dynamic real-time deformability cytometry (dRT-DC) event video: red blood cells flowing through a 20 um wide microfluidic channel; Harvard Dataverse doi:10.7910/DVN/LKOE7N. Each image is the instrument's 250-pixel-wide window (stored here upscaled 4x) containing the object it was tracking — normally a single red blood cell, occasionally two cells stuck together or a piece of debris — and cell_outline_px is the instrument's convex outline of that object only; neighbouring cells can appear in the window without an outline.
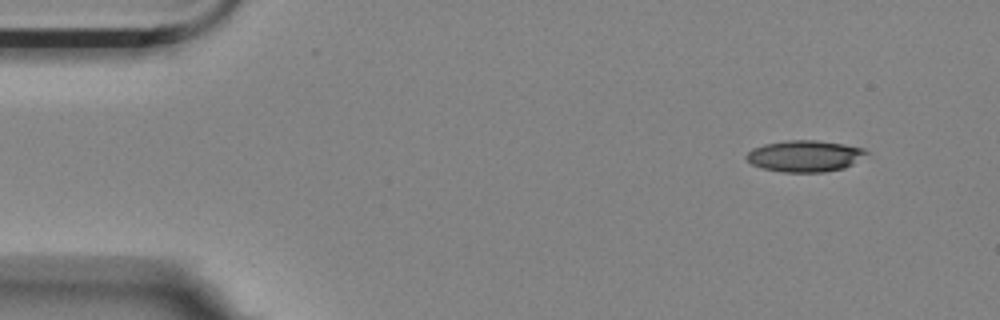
{"species": "Egyptian fruit bat (a non-hibernating species)", "species_latin": "Rousettus aegyptiacus", "temperature_condition": "room temperature", "stored_images_in_passage": 5, "segment_of_instrument_passage": [1, 2], "camera_frame_rate_fps": 3000, "um_per_image_px": 0.085, "animal": {"sex": "female"}, "frame": {"image": 1, "passage_image": 1, "time_ms": 0.0, "image_size_px": [1000, 320], "cell_outline_px": [[872, 152], [852, 164], [844, 168], [824, 172], [784, 172], [764, 168], [752, 164], [744, 156], [752, 148], [764, 144], [784, 140], [816, 140], [844, 144], [864, 148]], "centroid_in_image_um": [68.44, 13.25], "position_along_channel_um": 16.6, "area_um2": 22.08}}
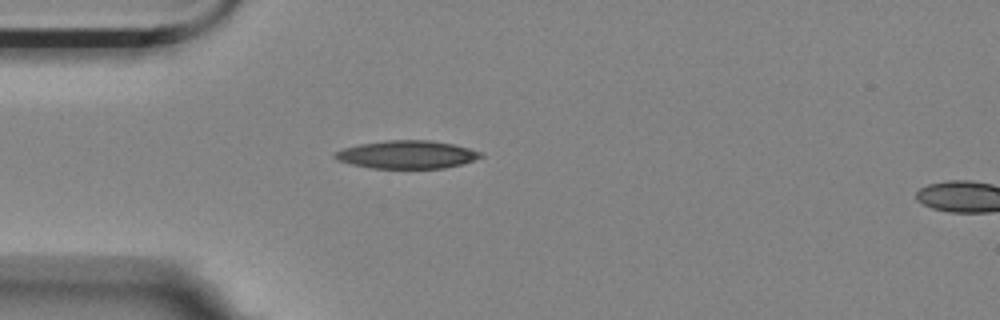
{"frame": {"image": 2, "passage_image": 4, "time_ms": 1.0, "image_size_px": [1000, 320], "cell_outline_px": [[484, 156], [464, 164], [444, 168], [372, 168], [352, 164], [336, 160], [332, 156], [332, 152], [344, 148], [360, 144], [384, 140], [432, 140], [452, 144], [468, 148], [480, 152]], "centroid_in_image_um": [34.56, 13.14], "position_along_channel_um": 50.4, "area_um2": 23.87}}